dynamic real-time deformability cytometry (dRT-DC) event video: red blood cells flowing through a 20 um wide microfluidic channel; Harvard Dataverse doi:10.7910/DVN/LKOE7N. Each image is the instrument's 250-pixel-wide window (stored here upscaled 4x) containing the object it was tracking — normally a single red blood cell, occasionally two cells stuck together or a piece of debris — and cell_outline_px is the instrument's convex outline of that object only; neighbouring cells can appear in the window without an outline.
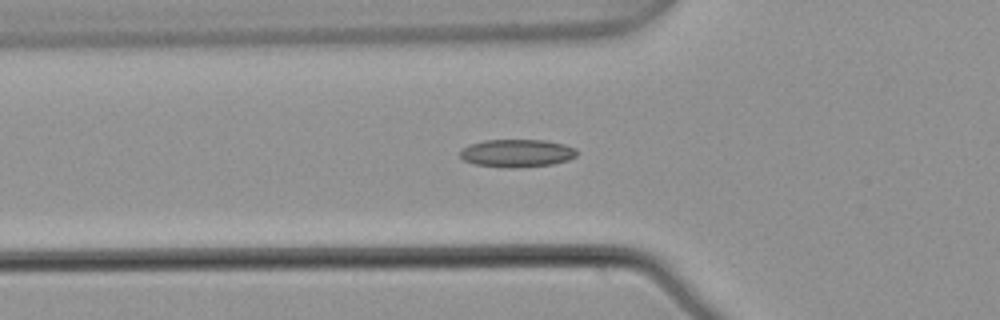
{"species": "common noctule bat (a hibernating species)", "species_latin": "Nyctalus noctula", "temperature_condition": "warm", "stored_images_in_passage": 6, "camera_frame_rate_fps": 3000, "um_per_image_px": 0.085, "animal": {"sex": "male", "body_mass_g": 21.5, "forearm_length_mm": 52.0}, "frame": {"image": 1, "passage_image": 6, "time_ms": 1.667, "image_size_px": [1000, 320], "cell_outline_px": [[576, 156], [568, 160], [552, 164], [476, 164], [464, 160], [460, 156], [460, 152], [468, 144], [484, 140], [544, 140], [564, 144], [572, 148], [576, 152]], "centroid_in_image_um": [43.93, 12.95], "position_along_channel_um": 81.9, "area_um2": 17.57}}